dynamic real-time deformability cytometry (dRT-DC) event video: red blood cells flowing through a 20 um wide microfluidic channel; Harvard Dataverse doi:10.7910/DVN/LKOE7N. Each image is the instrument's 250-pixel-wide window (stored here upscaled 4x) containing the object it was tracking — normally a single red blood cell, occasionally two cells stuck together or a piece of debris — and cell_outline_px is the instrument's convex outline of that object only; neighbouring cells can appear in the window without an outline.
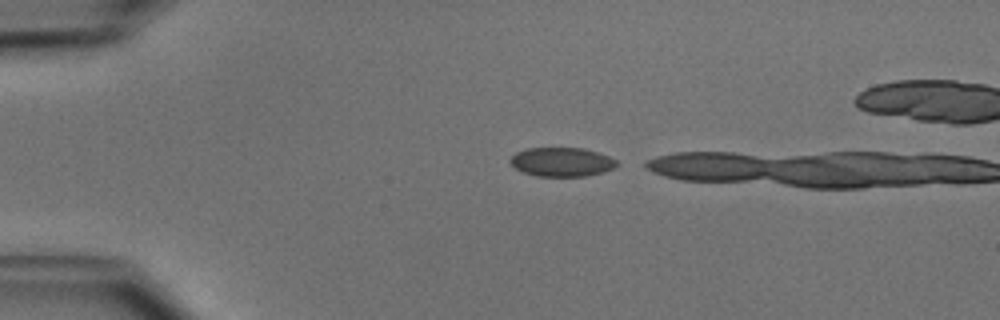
{"species": "common noctule bat (a hibernating species)", "species_latin": "Nyctalus noctula", "temperature_condition": "cold", "stored_images_in_passage": 3, "camera_frame_rate_fps": 3000, "um_per_image_px": 0.085, "animal": {"sex": "male", "body_mass_g": 15.6}, "frame": {"image": 1, "passage_image": 1, "time_ms": 0.0, "image_size_px": [1000, 320], "cell_outline_px": [[620, 164], [616, 168], [604, 172], [584, 176], [536, 176], [524, 172], [516, 168], [508, 160], [516, 152], [528, 148], [584, 148], [600, 152], [616, 160]], "centroid_in_image_um": [47.8, 13.76], "position_along_channel_um": 37.2, "area_um2": 18.15}}